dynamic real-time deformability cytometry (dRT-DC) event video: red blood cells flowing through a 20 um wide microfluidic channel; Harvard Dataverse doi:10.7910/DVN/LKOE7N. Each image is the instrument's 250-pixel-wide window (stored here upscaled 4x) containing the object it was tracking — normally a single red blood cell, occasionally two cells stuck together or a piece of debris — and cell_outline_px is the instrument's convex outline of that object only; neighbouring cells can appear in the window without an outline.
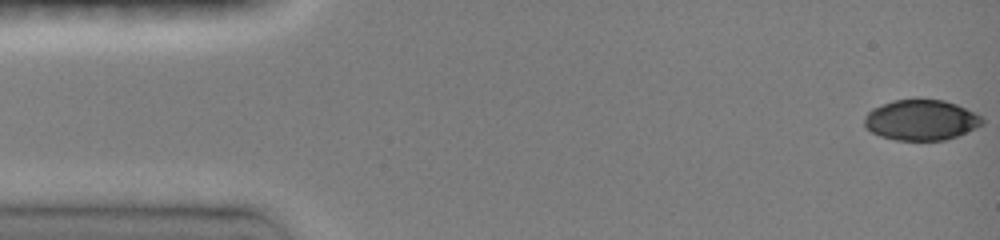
{"species": "common noctule bat (a hibernating species)", "species_latin": "Nyctalus noctula", "temperature_condition": "room temperature", "stored_images_in_passage": 31, "camera_frame_rate_fps": 3000, "um_per_image_px": 0.085, "animal": {"sex": "female", "body_mass_g": 19.0, "forearm_length_mm": 51.5}, "frame": {"image": 1, "passage_image": 1, "time_ms": 0.0, "image_size_px": [1000, 240], "cell_outline_px": [[984, 124], [976, 128], [956, 136], [944, 140], [896, 140], [880, 136], [864, 128], [864, 116], [872, 108], [892, 100], [916, 96], [944, 100], [956, 104], [976, 112], [984, 120]], "centroid_in_image_um": [78.27, 10.16], "position_along_channel_um": 6.7, "area_um2": 28.61}}
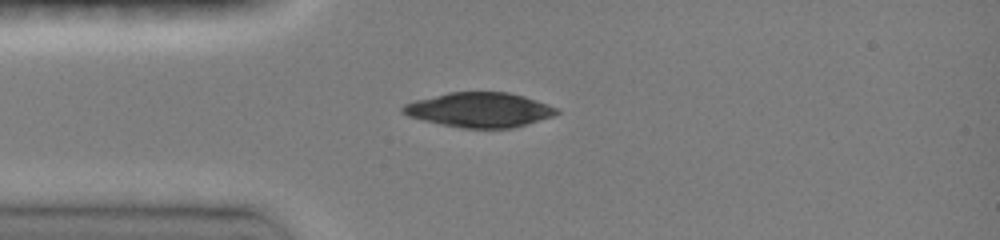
{"frame": {"image": 2, "passage_image": 7, "time_ms": 3.667, "image_size_px": [1000, 240], "cell_outline_px": [[560, 112], [552, 116], [512, 128], [464, 128], [424, 120], [408, 116], [400, 112], [400, 108], [404, 104], [416, 100], [448, 92], [508, 92], [524, 96], [548, 104], [556, 108]], "centroid_in_image_um": [40.73, 9.33], "position_along_channel_um": 44.3, "area_um2": 30.81}}
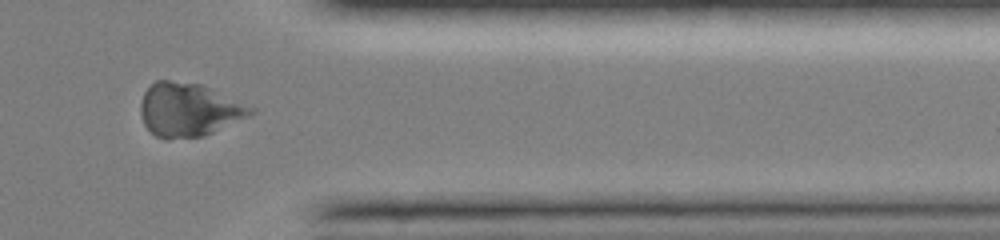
{"frame": {"image": 3, "passage_image": 25, "time_ms": 12.667, "image_size_px": [1000, 240], "cell_outline_px": [[256, 112], [248, 116], [204, 136], [168, 140], [164, 140], [156, 136], [144, 124], [140, 116], [140, 104], [144, 92], [156, 80], [168, 80], [200, 84], [256, 108]], "centroid_in_image_um": [16.02, 9.34], "position_along_channel_um": 395.4, "area_um2": 34.28}}